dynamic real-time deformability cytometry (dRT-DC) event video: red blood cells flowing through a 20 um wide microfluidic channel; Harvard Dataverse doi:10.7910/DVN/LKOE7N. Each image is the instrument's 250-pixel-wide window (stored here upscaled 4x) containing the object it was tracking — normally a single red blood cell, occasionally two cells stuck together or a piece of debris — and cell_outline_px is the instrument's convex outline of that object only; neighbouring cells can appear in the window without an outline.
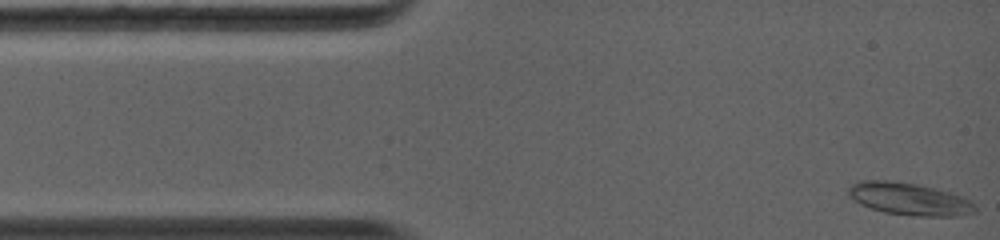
{"species": "common noctule bat (a hibernating species)", "species_latin": "Nyctalus noctula", "temperature_condition": "warm", "stored_images_in_passage": 45, "camera_frame_rate_fps": 5000, "um_per_image_px": 0.085, "animal": {"sex": "female", "body_mass_g": 19.0, "forearm_length_mm": 56.7}, "frame": {"image": 1, "passage_image": 1, "time_ms": 0.0, "image_size_px": [1000, 240], "cell_outline_px": [[976, 212], [960, 216], [916, 216], [884, 212], [860, 204], [848, 196], [848, 188], [852, 184], [860, 180], [888, 180], [916, 184], [948, 192], [960, 196], [968, 200], [976, 208]], "centroid_in_image_um": [77.24, 16.91], "position_along_channel_um": 7.8, "area_um2": 23.64}}
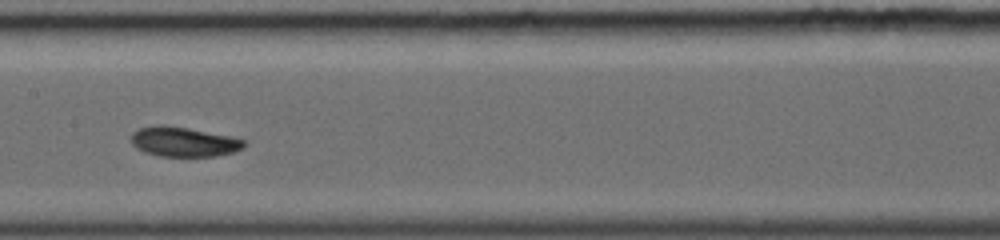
{"frame": {"image": 2, "passage_image": 28, "time_ms": 6.0, "image_size_px": [1000, 240], "cell_outline_px": [[248, 144], [244, 148], [236, 152], [216, 156], [160, 156], [144, 152], [136, 148], [132, 144], [132, 132], [140, 128], [156, 124], [164, 124], [188, 128], [248, 140]], "centroid_in_image_um": [15.65, 12.05], "position_along_channel_um": 191.8, "area_um2": 19.77}}
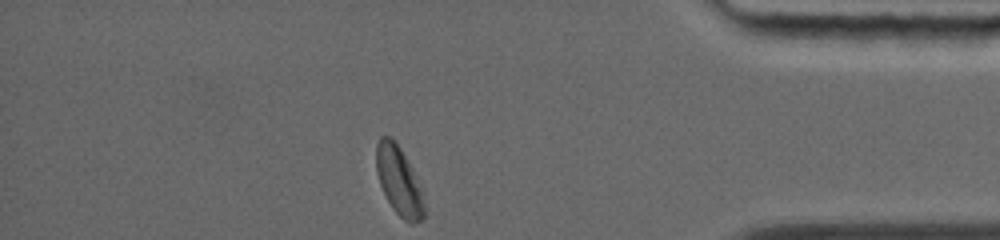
{"frame": {"image": 3, "passage_image": 45, "time_ms": 11.6, "image_size_px": [1000, 240], "cell_outline_px": [[424, 216], [420, 220], [412, 224], [404, 220], [392, 208], [380, 184], [376, 172], [376, 144], [380, 136], [388, 136], [396, 140], [416, 176], [420, 184], [424, 204]], "centroid_in_image_um": [33.9, 15.35], "position_along_channel_um": 401.3, "area_um2": 19.13}, "authors_computed_cell_mechanics": {"area_um2": 19.941, "velocity_mm_per_s": 4.2812, "shape_relaxation_time_tau1_ms": 5.6068, "shape_relaxation_time_tau2_ms": null, "deformation_change_tau1": 0.1436, "deformation_change_tau2": null}}